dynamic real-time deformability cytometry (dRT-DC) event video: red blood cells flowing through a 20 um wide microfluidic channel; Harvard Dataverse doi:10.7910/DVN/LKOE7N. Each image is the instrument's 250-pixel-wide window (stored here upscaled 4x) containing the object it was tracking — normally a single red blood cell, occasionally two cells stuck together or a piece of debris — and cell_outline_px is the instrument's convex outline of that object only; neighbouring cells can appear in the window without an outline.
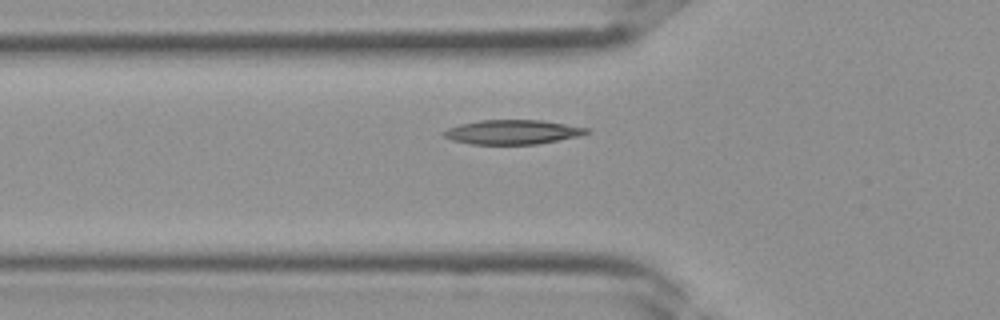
{"species": "Egyptian fruit bat (a non-hibernating species)", "species_latin": "Rousettus aegyptiacus", "temperature_condition": "room temperature", "stored_images_in_passage": 32, "camera_frame_rate_fps": 3000, "um_per_image_px": 0.085, "frame": {"image": 1, "passage_image": 11, "time_ms": 3.333, "image_size_px": [1000, 320], "cell_outline_px": [[592, 132], [580, 136], [536, 144], [472, 144], [452, 140], [444, 136], [440, 132], [448, 128], [460, 124], [480, 120], [540, 120], [592, 128]], "centroid_in_image_um": [43.6, 11.22], "position_along_channel_um": 82.2, "area_um2": 20.4}}
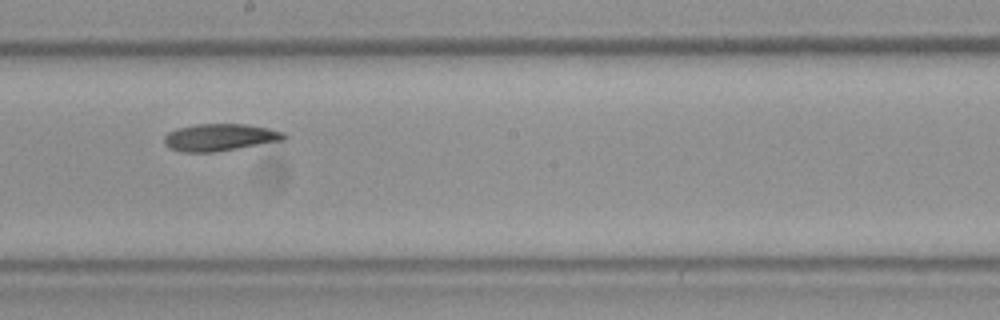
{"frame": {"image": 2, "passage_image": 19, "time_ms": 6.0, "image_size_px": [1000, 320], "cell_outline_px": [[288, 136], [284, 140], [216, 152], [184, 152], [172, 148], [164, 144], [164, 136], [168, 132], [176, 128], [196, 124], [244, 124], [268, 128], [284, 132]], "centroid_in_image_um": [18.69, 11.67], "position_along_channel_um": 229.5, "area_um2": 18.96}}
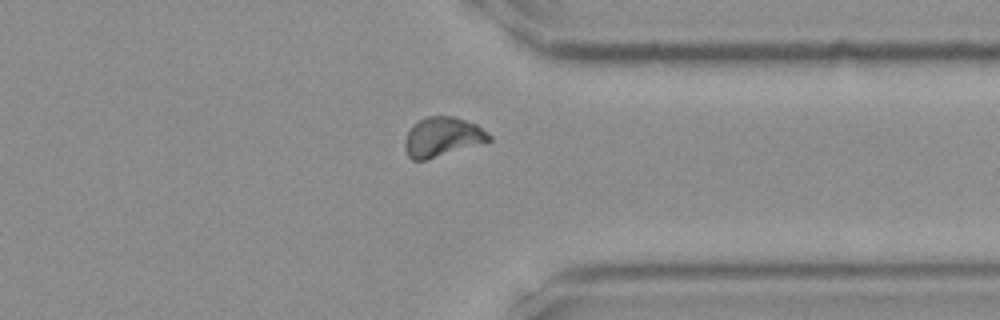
{"frame": {"image": 3, "passage_image": 27, "time_ms": 8.667, "image_size_px": [1000, 320], "cell_outline_px": [[492, 140], [424, 160], [412, 160], [408, 156], [404, 148], [404, 140], [408, 132], [420, 120], [428, 116], [452, 116], [476, 124], [492, 136]], "centroid_in_image_um": [37.59, 11.64], "position_along_channel_um": 373.8, "area_um2": 18.9}}